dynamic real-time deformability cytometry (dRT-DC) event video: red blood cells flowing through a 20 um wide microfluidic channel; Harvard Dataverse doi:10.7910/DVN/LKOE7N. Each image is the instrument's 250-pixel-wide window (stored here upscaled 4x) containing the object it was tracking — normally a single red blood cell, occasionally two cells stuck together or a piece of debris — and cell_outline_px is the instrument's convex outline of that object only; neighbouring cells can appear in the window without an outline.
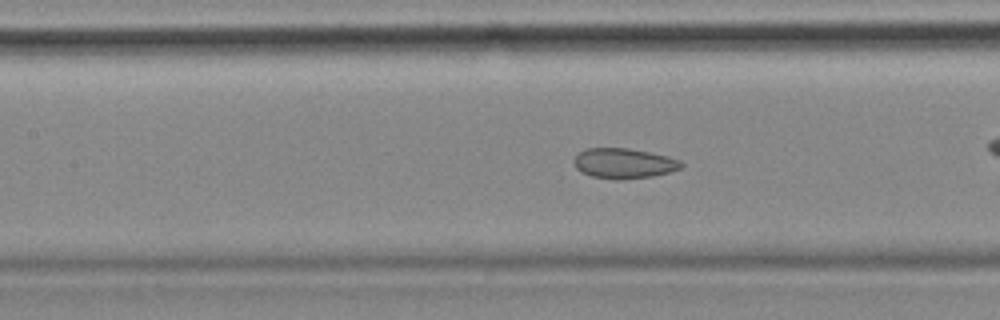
{"species": "common noctule bat (a hibernating species)", "species_latin": "Nyctalus noctula", "temperature_condition": "cold", "stored_images_in_passage": 58, "camera_frame_rate_fps": 3000, "um_per_image_px": 0.085, "animal": {"sex": "female", "body_mass_g": 18.4}, "frame": {"image": 1, "passage_image": 25, "time_ms": 8.0, "image_size_px": [1000, 320], "cell_outline_px": [[684, 164], [680, 168], [668, 172], [652, 176], [620, 180], [592, 176], [576, 168], [572, 160], [580, 152], [588, 148], [628, 148], [668, 156], [680, 160]], "centroid_in_image_um": [53.03, 13.88], "position_along_channel_um": 154.4, "area_um2": 18.67}, "authors_computed_cell_mechanics": {"area_um2": 20.7213, "velocity_mm_per_s": 3.5311, "shape_relaxation_time_tau1_ms": null, "shape_relaxation_time_tau2_ms": 2.511, "deformation_change_tau1": null, "deformation_change_tau2": 0.0712}}